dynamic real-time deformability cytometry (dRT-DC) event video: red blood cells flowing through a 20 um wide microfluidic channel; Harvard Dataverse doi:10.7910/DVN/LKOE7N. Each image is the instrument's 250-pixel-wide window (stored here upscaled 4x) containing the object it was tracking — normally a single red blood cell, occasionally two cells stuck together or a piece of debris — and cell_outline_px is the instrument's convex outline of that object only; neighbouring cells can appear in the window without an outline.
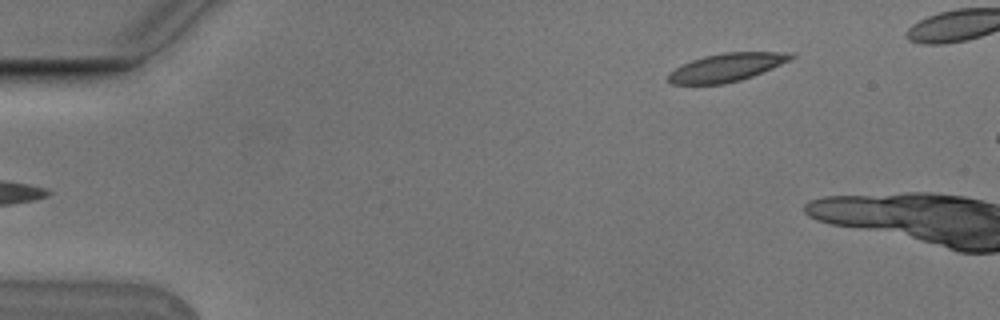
{"species": "Egyptian fruit bat (a non-hibernating species)", "species_latin": "Rousettus aegyptiacus", "temperature_condition": "cold", "stored_images_in_passage": 4, "segment_of_instrument_passage": [2, 2], "camera_frame_rate_fps": 3000, "um_per_image_px": 0.085, "animal": {"sex": "male"}, "frame": {"image": 1, "passage_image": 4, "time_ms": 1.0, "image_size_px": [1000, 320], "cell_outline_px": [[796, 56], [772, 68], [752, 76], [740, 80], [724, 84], [672, 84], [668, 80], [668, 72], [692, 60], [704, 56], [724, 52], [792, 52]], "centroid_in_image_um": [61.75, 5.72], "position_along_channel_um": 23.2, "area_um2": 19.94}}